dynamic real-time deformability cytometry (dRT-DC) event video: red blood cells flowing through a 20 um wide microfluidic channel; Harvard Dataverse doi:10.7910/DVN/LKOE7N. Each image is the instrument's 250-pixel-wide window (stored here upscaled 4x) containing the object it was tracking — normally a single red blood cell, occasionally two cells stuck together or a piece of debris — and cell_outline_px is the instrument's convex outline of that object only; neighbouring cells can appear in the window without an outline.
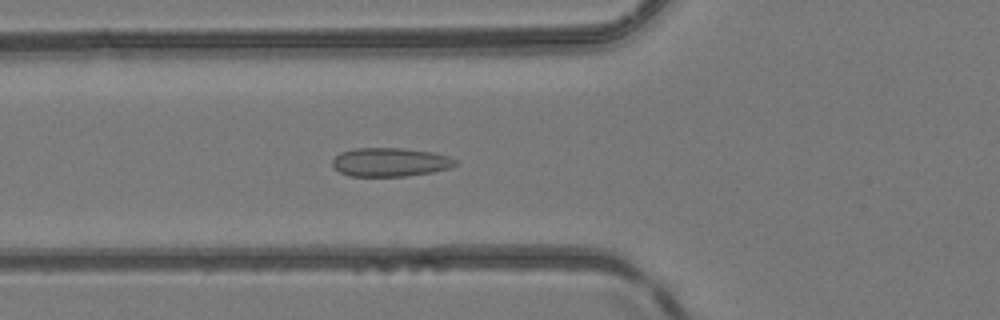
{"species": "common noctule bat (a hibernating species)", "species_latin": "Nyctalus noctula", "temperature_condition": "room temperature", "stored_images_in_passage": 50, "camera_frame_rate_fps": 3000, "um_per_image_px": 0.085, "animal": {"sex": "female", "body_mass_g": 24.6, "forearm_length_mm": 56.2}, "frame": {"image": 1, "passage_image": 19, "time_ms": 6.0, "image_size_px": [1000, 320], "cell_outline_px": [[456, 164], [448, 168], [432, 172], [404, 176], [348, 176], [340, 172], [332, 164], [332, 160], [340, 152], [356, 148], [400, 148], [432, 152], [448, 156], [456, 160]], "centroid_in_image_um": [33.14, 13.78], "position_along_channel_um": 92.7, "area_um2": 20.4}}
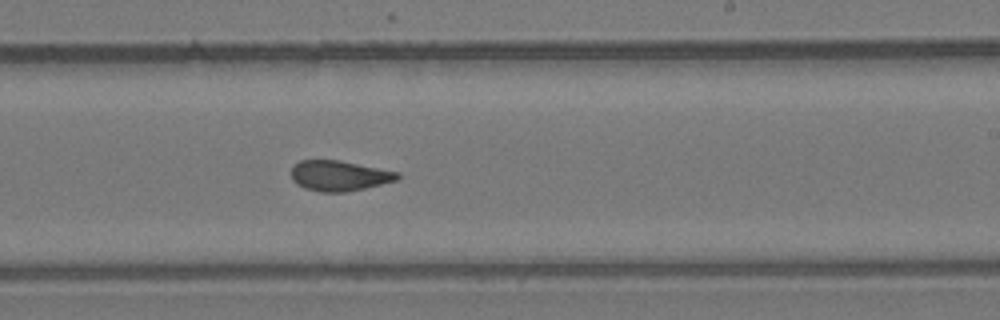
{"frame": {"image": 2, "passage_image": 31, "time_ms": 10.0, "image_size_px": [1000, 320], "cell_outline_px": [[400, 176], [396, 180], [364, 188], [344, 192], [320, 192], [304, 188], [296, 184], [292, 180], [292, 164], [300, 160], [340, 160], [400, 172]], "centroid_in_image_um": [28.8, 14.93], "position_along_channel_um": 260.2, "area_um2": 18.84}}
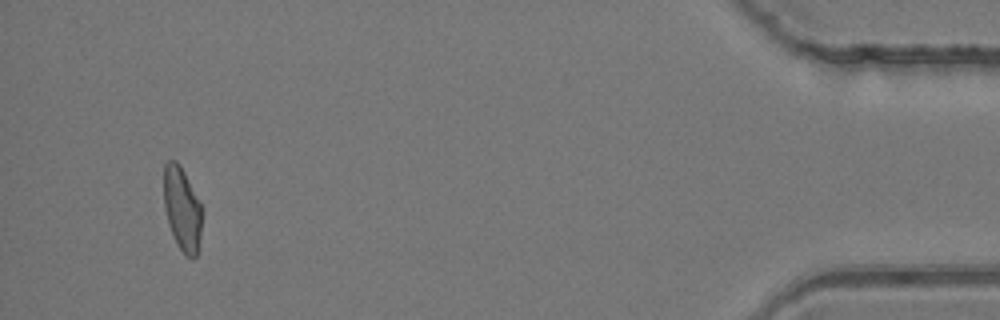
{"frame": {"image": 3, "passage_image": 48, "time_ms": 15.667, "image_size_px": [1000, 320], "cell_outline_px": [[200, 236], [196, 256], [192, 260], [180, 248], [168, 224], [164, 208], [164, 164], [168, 160], [176, 160], [180, 164], [200, 204]], "centroid_in_image_um": [15.44, 17.72], "position_along_channel_um": 419.8, "area_um2": 18.09}, "authors_computed_cell_mechanics": {"area_um2": 19.4786, "velocity_mm_per_s": 4.1733, "shape_relaxation_time_tau1_ms": null, "shape_relaxation_time_tau2_ms": 1.2641, "deformation_change_tau1": null, "deformation_change_tau2": 0.0743}}